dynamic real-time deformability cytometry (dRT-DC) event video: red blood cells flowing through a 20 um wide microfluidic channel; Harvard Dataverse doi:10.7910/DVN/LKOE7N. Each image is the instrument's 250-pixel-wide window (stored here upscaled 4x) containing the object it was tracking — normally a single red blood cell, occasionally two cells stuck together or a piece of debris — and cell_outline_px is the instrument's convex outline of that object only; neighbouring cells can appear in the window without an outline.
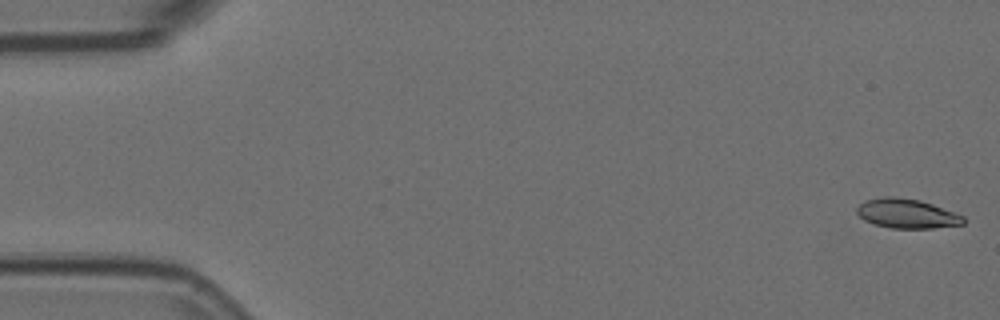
{"species": "Egyptian fruit bat (a non-hibernating species)", "species_latin": "Rousettus aegyptiacus", "temperature_condition": "room temperature", "stored_images_in_passage": 56, "camera_frame_rate_fps": 3000, "um_per_image_px": 0.085, "animal": {"sex": "female"}, "frame": {"image": 1, "passage_image": 1, "time_ms": 0.0, "image_size_px": [1000, 320], "cell_outline_px": [[964, 224], [932, 228], [892, 228], [876, 224], [864, 220], [856, 212], [856, 208], [864, 200], [884, 196], [896, 196], [920, 200], [932, 204], [964, 216]], "centroid_in_image_um": [77.06, 18.14], "position_along_channel_um": 7.9, "area_um2": 18.21}}
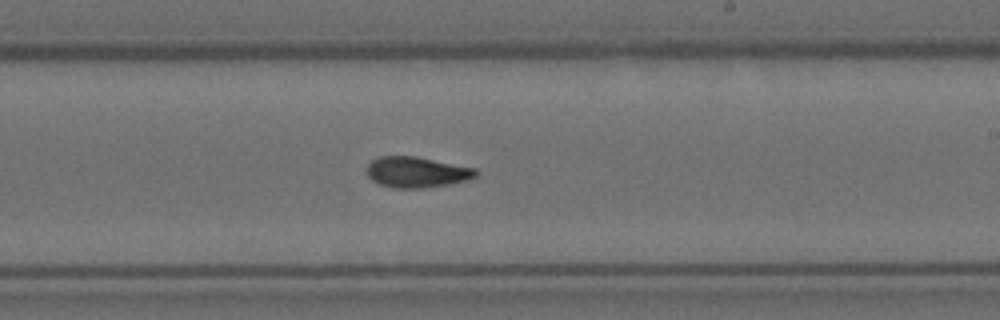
{"frame": {"image": 2, "passage_image": 33, "time_ms": 10.667, "image_size_px": [1000, 320], "cell_outline_px": [[480, 172], [476, 176], [468, 180], [448, 184], [424, 188], [392, 188], [380, 184], [372, 180], [368, 176], [368, 164], [372, 160], [380, 156], [416, 156], [476, 168]], "centroid_in_image_um": [35.45, 14.63], "position_along_channel_um": 253.6, "area_um2": 19.59}}
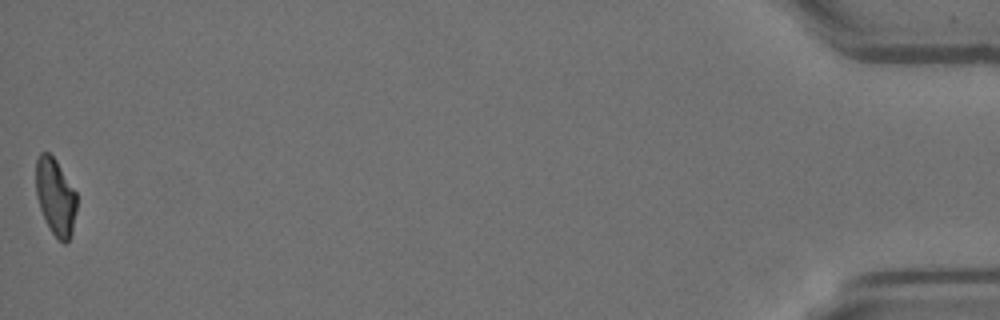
{"frame": {"image": 3, "passage_image": 56, "time_ms": 18.333, "image_size_px": [1000, 320], "cell_outline_px": [[76, 212], [72, 232], [68, 240], [64, 244], [52, 232], [40, 208], [36, 196], [36, 160], [40, 152], [48, 152], [56, 160], [76, 192]], "centroid_in_image_um": [4.71, 16.7], "position_along_channel_um": 430.5, "area_um2": 18.03}, "authors_computed_cell_mechanics": {"area_um2": 19.3919, "velocity_mm_per_s": 3.6033, "shape_relaxation_time_tau1_ms": null, "shape_relaxation_time_tau2_ms": 4.2794, "deformation_change_tau1": null, "deformation_change_tau2": 0.0944}}